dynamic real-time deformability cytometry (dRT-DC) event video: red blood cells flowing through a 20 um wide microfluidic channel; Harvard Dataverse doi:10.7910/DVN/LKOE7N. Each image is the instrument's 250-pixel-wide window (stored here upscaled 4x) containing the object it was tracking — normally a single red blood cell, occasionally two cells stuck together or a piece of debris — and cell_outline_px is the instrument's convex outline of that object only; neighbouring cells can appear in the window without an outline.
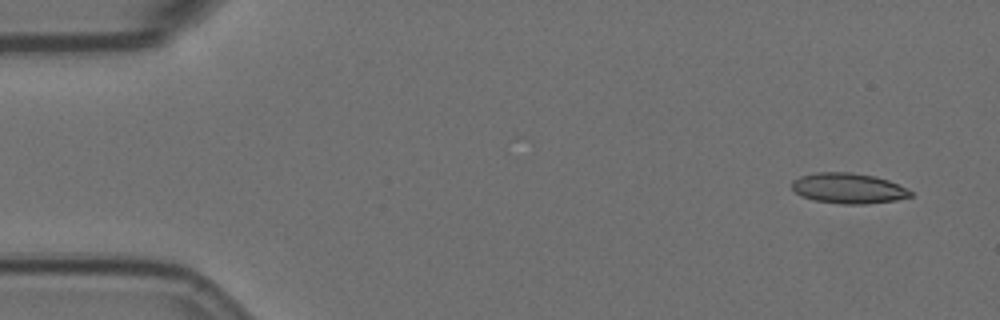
{"species": "Egyptian fruit bat (a non-hibernating species)", "species_latin": "Rousettus aegyptiacus", "temperature_condition": "room temperature", "stored_images_in_passage": 9, "camera_frame_rate_fps": 3000, "um_per_image_px": 0.085, "animal": {"sex": "female"}, "frame": {"image": 1, "passage_image": 1, "time_ms": 0.0, "image_size_px": [1000, 320], "cell_outline_px": [[912, 196], [896, 200], [864, 204], [840, 204], [812, 200], [800, 196], [792, 188], [792, 180], [800, 176], [816, 172], [852, 172], [876, 176], [888, 180], [912, 192]], "centroid_in_image_um": [72.07, 16.0], "position_along_channel_um": 12.9, "area_um2": 21.1}}
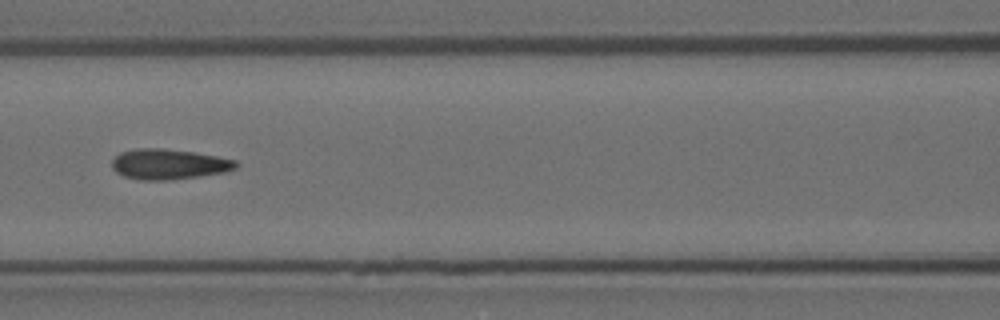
{"frame": {"image": 2, "passage_image": 7, "time_ms": 7.0, "image_size_px": [1000, 320], "cell_outline_px": [[240, 164], [236, 168], [224, 172], [200, 176], [168, 180], [140, 180], [124, 176], [116, 172], [112, 168], [112, 160], [120, 152], [136, 148], [160, 148], [192, 152], [216, 156], [236, 160]], "centroid_in_image_um": [14.34, 13.96], "position_along_channel_um": 152.3, "area_um2": 21.91}}
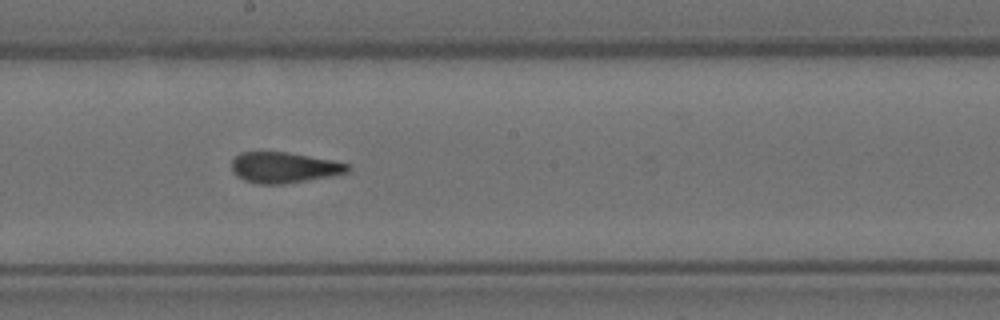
{"frame": {"image": 3, "passage_image": 9, "time_ms": 9.0, "image_size_px": [1000, 320], "cell_outline_px": [[352, 172], [332, 176], [284, 184], [260, 184], [244, 180], [236, 176], [232, 168], [232, 160], [240, 152], [288, 152], [332, 160], [348, 164], [352, 168]], "centroid_in_image_um": [24.18, 14.24], "position_along_channel_um": 224.0, "area_um2": 20.92}}